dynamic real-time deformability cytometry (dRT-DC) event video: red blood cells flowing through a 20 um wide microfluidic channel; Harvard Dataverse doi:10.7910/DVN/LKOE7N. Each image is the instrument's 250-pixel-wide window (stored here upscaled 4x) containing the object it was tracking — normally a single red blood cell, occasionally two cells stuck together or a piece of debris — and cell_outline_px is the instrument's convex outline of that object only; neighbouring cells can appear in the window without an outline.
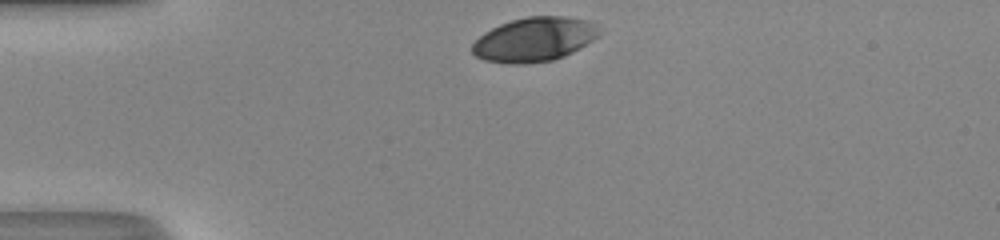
{"species": "human", "species_latin": "Homo sapiens", "temperature_condition": "room temperature", "stored_images_in_passage": 29, "camera_frame_rate_fps": 3000, "um_per_image_px": 0.085, "donor": {"sex": "male"}, "frame": {"image": 1, "passage_image": 1, "time_ms": 0.0, "image_size_px": [1000, 240], "cell_outline_px": [[604, 32], [600, 36], [572, 52], [564, 56], [552, 60], [528, 64], [508, 64], [484, 60], [476, 56], [472, 52], [472, 44], [484, 32], [500, 24], [512, 20], [528, 16], [564, 16], [588, 20], [596, 24]], "centroid_in_image_um": [45.45, 3.35], "position_along_channel_um": 39.5, "area_um2": 33.0}}
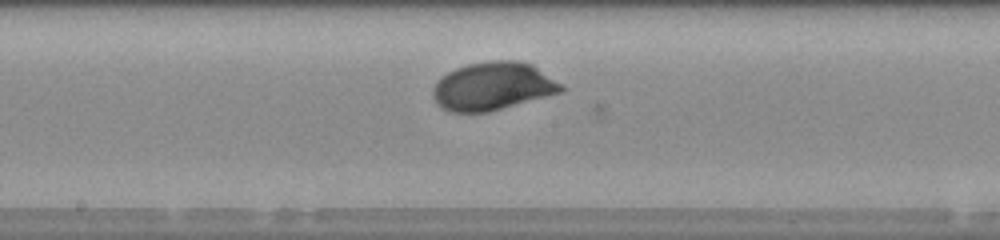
{"frame": {"image": 2, "passage_image": 16, "time_ms": 5.0, "image_size_px": [1000, 240], "cell_outline_px": [[564, 92], [488, 112], [452, 112], [440, 108], [436, 104], [432, 96], [432, 88], [436, 80], [440, 76], [456, 68], [468, 64], [488, 60], [520, 60], [532, 64], [560, 84], [564, 88]], "centroid_in_image_um": [41.84, 7.33], "position_along_channel_um": 206.4, "area_um2": 36.24}}
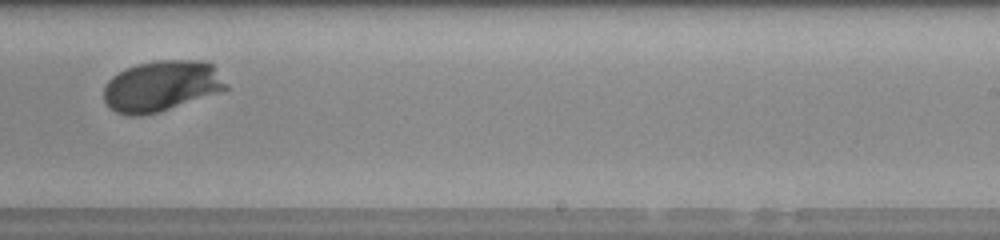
{"frame": {"image": 3, "passage_image": 21, "time_ms": 6.667, "image_size_px": [1000, 240], "cell_outline_px": [[228, 88], [156, 112], [140, 116], [128, 116], [116, 112], [108, 108], [104, 100], [104, 88], [108, 80], [112, 76], [136, 64], [156, 60], [204, 60], [212, 64]], "centroid_in_image_um": [13.65, 7.3], "position_along_channel_um": 275.4, "area_um2": 35.55}, "authors_computed_cell_mechanics": {"area_um2": 34.969, "velocity_mm_per_s": 4.1548, "shape_relaxation_time_tau1_ms": 2.2992, "shape_relaxation_time_tau2_ms": null, "deformation_change_tau1": 0.1348, "deformation_change_tau2": null}}